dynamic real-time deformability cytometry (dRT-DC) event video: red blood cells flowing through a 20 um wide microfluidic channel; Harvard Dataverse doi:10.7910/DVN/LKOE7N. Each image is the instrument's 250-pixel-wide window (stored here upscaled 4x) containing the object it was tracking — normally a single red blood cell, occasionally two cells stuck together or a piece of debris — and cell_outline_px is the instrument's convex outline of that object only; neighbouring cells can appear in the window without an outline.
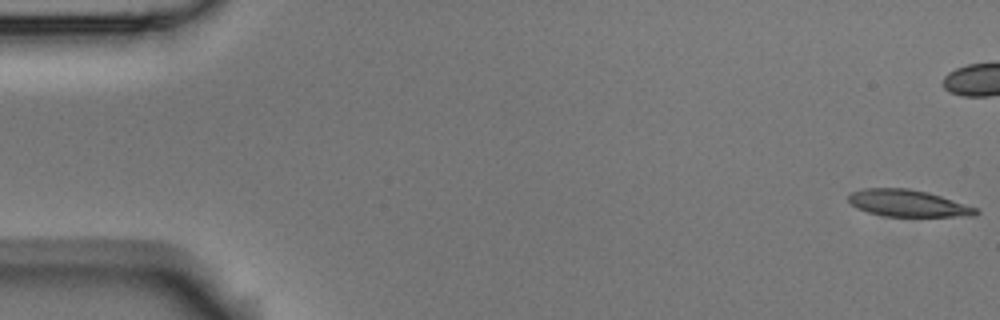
{"species": "Egyptian fruit bat (a non-hibernating species)", "species_latin": "Rousettus aegyptiacus", "temperature_condition": "room temperature", "stored_images_in_passage": 5, "camera_frame_rate_fps": 3000, "um_per_image_px": 0.085, "animal": {"sex": "male"}, "frame": {"image": 1, "passage_image": 1, "time_ms": 0.0, "image_size_px": [1000, 320], "cell_outline_px": [[980, 212], [976, 216], [884, 216], [868, 212], [856, 208], [848, 200], [848, 192], [864, 188], [908, 188], [928, 192], [976, 208]], "centroid_in_image_um": [77.12, 17.27], "position_along_channel_um": 7.9, "area_um2": 19.88}}
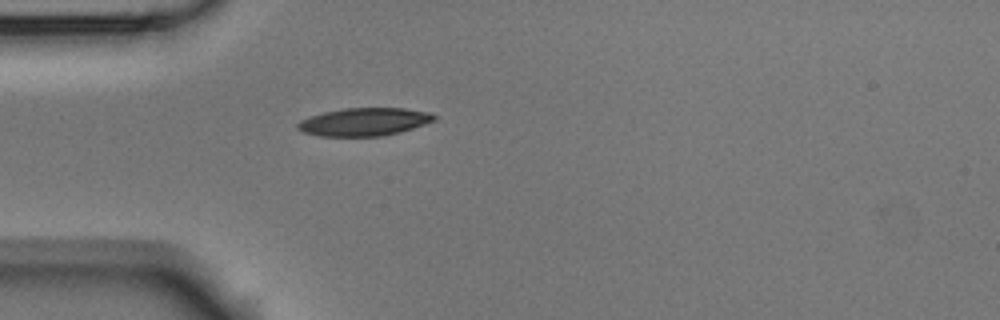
{"frame": {"image": 2, "passage_image": 5, "time_ms": 1.333, "image_size_px": [1000, 320], "cell_outline_px": [[436, 120], [400, 132], [384, 136], [320, 136], [304, 132], [296, 128], [296, 124], [300, 120], [324, 112], [344, 108], [404, 108], [428, 112], [436, 116]], "centroid_in_image_um": [30.95, 10.36], "position_along_channel_um": 54.0, "area_um2": 22.14}}